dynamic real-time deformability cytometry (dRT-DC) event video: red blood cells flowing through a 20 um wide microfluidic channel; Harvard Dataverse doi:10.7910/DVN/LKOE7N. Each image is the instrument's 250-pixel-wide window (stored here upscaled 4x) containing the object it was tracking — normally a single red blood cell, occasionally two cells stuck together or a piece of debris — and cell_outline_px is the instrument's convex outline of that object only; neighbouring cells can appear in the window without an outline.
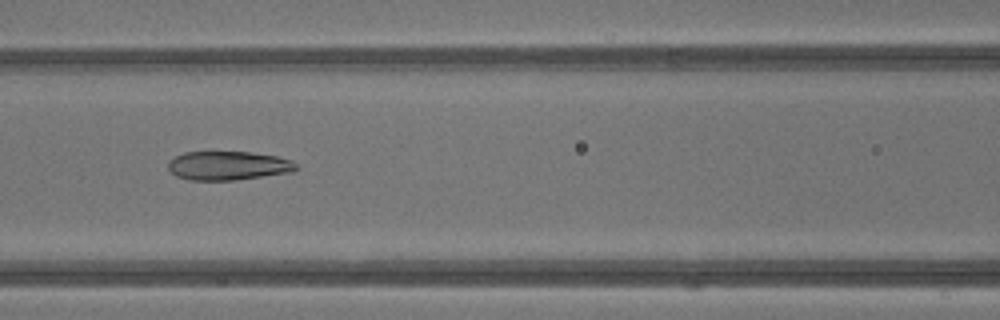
{"species": "common noctule bat (a hibernating species)", "species_latin": "Nyctalus noctula", "temperature_condition": "warm", "stored_images_in_passage": 30, "camera_frame_rate_fps": 3000, "um_per_image_px": 0.085, "animal": {"sex": "male", "body_mass_g": 13.3}, "frame": {"image": 1, "passage_image": 8, "time_ms": 2.333, "image_size_px": [1000, 320], "cell_outline_px": [[300, 168], [292, 172], [236, 180], [188, 180], [176, 176], [168, 168], [168, 160], [184, 152], [252, 152], [276, 156], [292, 160]], "centroid_in_image_um": [19.41, 14.08], "position_along_channel_um": 147.2, "area_um2": 21.68}}
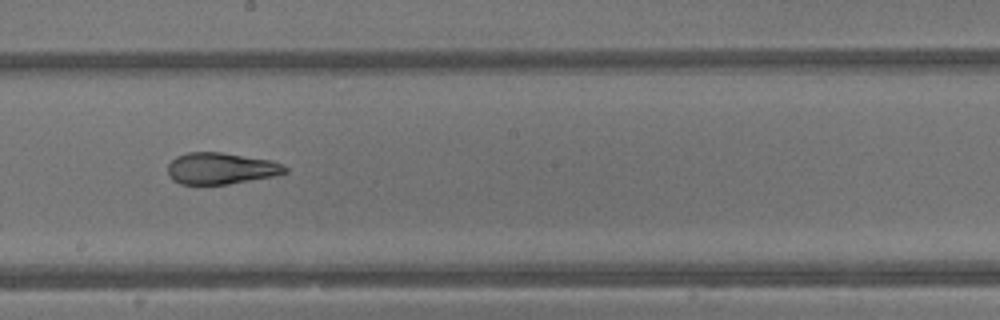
{"frame": {"image": 2, "passage_image": 13, "time_ms": 4.0, "image_size_px": [1000, 320], "cell_outline_px": [[288, 172], [272, 176], [228, 184], [180, 184], [172, 180], [168, 176], [168, 164], [176, 156], [188, 152], [220, 152], [272, 160], [284, 164], [288, 168]], "centroid_in_image_um": [18.77, 14.31], "position_along_channel_um": 229.4, "area_um2": 21.62}}
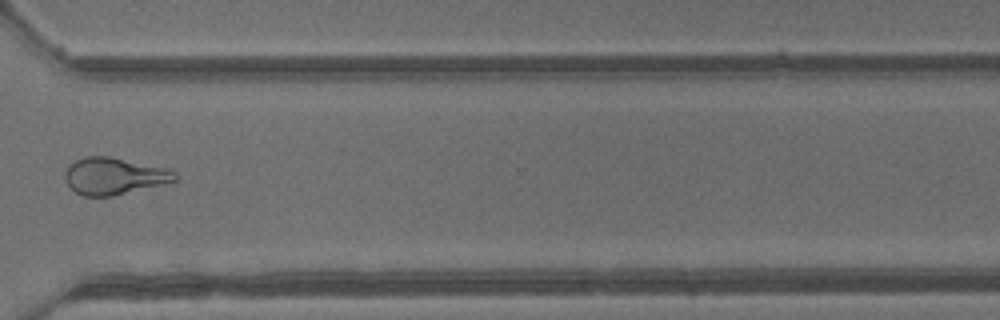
{"frame": {"image": 3, "passage_image": 21, "time_ms": 6.667, "image_size_px": [1000, 320], "cell_outline_px": [[180, 180], [112, 196], [84, 196], [76, 192], [68, 184], [64, 176], [64, 172], [68, 164], [84, 156], [108, 156], [168, 168], [176, 172]], "centroid_in_image_um": [9.71, 14.95], "position_along_channel_um": 360.9, "area_um2": 23.76}, "authors_computed_cell_mechanics": {"area_um2": 22.9755, "velocity_mm_per_s": 4.944, "shape_relaxation_time_tau1_ms": null, "shape_relaxation_time_tau2_ms": 1.578, "deformation_change_tau1": null, "deformation_change_tau2": 0.0885}}